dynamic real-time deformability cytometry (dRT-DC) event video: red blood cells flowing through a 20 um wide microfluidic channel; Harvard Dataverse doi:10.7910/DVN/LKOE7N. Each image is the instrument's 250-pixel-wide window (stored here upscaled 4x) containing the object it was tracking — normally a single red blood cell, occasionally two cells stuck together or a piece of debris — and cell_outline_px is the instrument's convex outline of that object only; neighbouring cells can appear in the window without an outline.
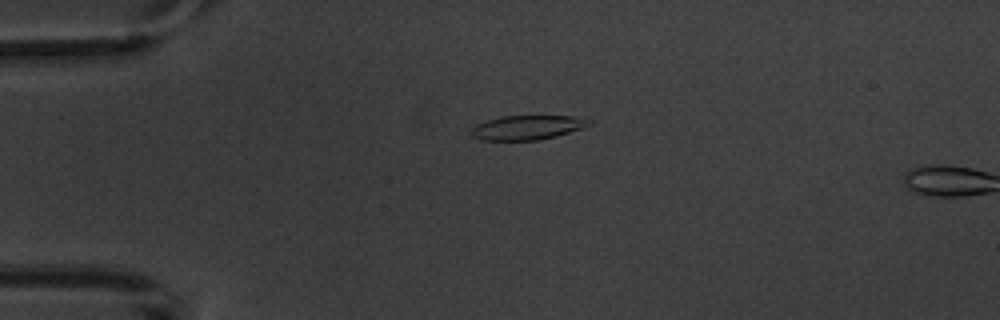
{"species": "common noctule bat (a hibernating species)", "species_latin": "Nyctalus noctula", "temperature_condition": "warm", "stored_images_in_passage": 4, "camera_frame_rate_fps": 3000, "um_per_image_px": 0.085, "animal": {"sex": "male", "body_mass_g": 20.1, "forearm_length_mm": 53.5}, "frame": {"image": 1, "passage_image": 3, "time_ms": 2.333, "image_size_px": [1000, 320], "cell_outline_px": [[592, 124], [556, 136], [540, 140], [480, 140], [472, 136], [472, 128], [476, 124], [488, 120], [504, 116], [588, 116], [592, 120]], "centroid_in_image_um": [44.88, 10.83], "position_along_channel_um": 40.1, "area_um2": 16.76}}